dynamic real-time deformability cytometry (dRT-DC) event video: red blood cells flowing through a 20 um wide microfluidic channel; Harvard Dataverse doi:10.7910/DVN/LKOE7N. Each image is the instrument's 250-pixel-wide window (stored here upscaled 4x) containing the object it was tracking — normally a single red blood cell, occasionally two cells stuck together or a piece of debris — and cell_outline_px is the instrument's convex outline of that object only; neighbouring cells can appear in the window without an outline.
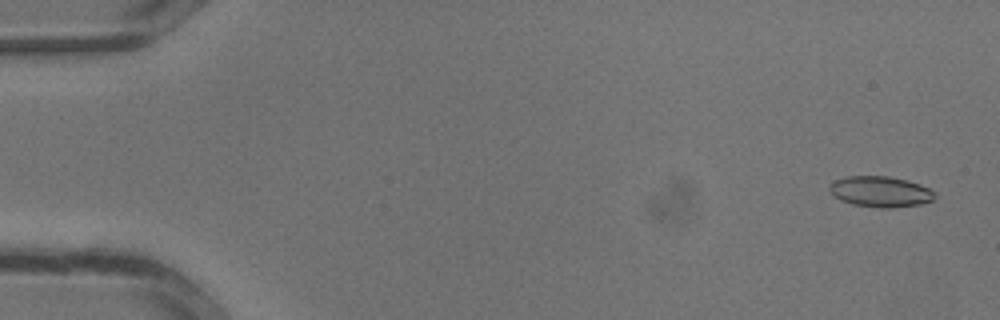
{"species": "common noctule bat (a hibernating species)", "species_latin": "Nyctalus noctula", "temperature_condition": "warm", "stored_images_in_passage": 34, "camera_frame_rate_fps": 3000, "um_per_image_px": 0.085, "animal": {"sex": "male", "body_mass_g": 13.3}, "frame": {"image": 1, "passage_image": 2, "time_ms": 0.333, "image_size_px": [1000, 320], "cell_outline_px": [[936, 196], [932, 200], [920, 204], [892, 208], [880, 208], [852, 204], [840, 200], [828, 188], [836, 180], [848, 176], [888, 176], [920, 184], [936, 192]], "centroid_in_image_um": [74.87, 16.3], "position_along_channel_um": 10.1, "area_um2": 18.67}}
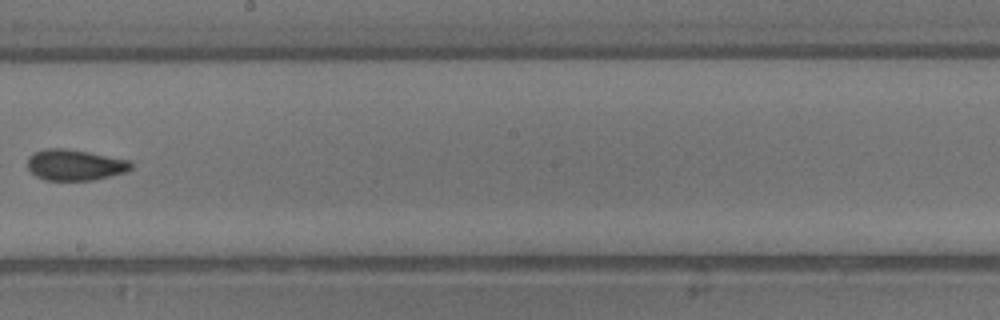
{"frame": {"image": 2, "passage_image": 20, "time_ms": 6.333, "image_size_px": [1000, 320], "cell_outline_px": [[132, 168], [124, 172], [92, 180], [44, 180], [36, 176], [28, 168], [28, 160], [36, 152], [44, 148], [64, 148], [88, 152], [132, 160]], "centroid_in_image_um": [6.39, 14.01], "position_along_channel_um": 241.8, "area_um2": 18.5}}
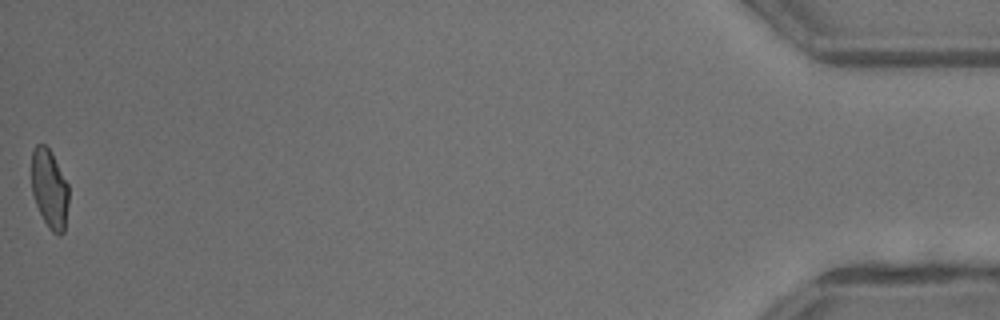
{"frame": {"image": 3, "passage_image": 34, "time_ms": 11.0, "image_size_px": [1000, 320], "cell_outline_px": [[68, 204], [64, 232], [60, 236], [56, 236], [48, 228], [36, 204], [32, 192], [32, 152], [36, 144], [44, 144], [48, 148], [68, 184]], "centroid_in_image_um": [4.21, 16.1], "position_along_channel_um": 431.0, "area_um2": 16.94}}